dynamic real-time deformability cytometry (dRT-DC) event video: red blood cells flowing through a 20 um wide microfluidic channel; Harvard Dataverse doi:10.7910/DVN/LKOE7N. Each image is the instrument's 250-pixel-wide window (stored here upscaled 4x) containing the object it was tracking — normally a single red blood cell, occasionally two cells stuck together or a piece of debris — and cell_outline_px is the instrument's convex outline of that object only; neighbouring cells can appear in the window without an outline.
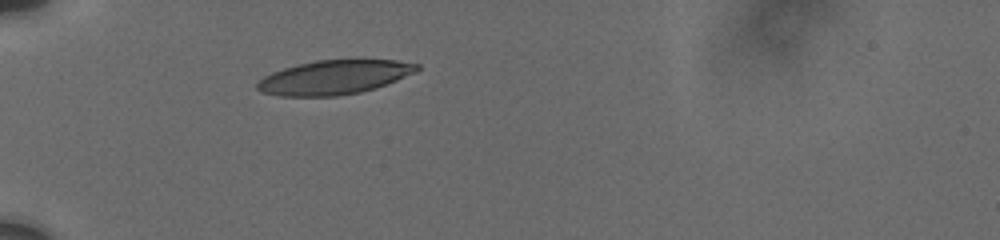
{"species": "human", "species_latin": "Homo sapiens", "temperature_condition": "cold", "stored_images_in_passage": 7, "camera_frame_rate_fps": 3000, "um_per_image_px": 0.085, "donor": {"sex": "male"}, "frame": {"image": 1, "passage_image": 1, "time_ms": 0.0, "image_size_px": [1000, 240], "cell_outline_px": [[420, 68], [416, 72], [376, 88], [360, 92], [336, 96], [280, 96], [260, 92], [256, 88], [256, 84], [264, 76], [272, 72], [296, 64], [316, 60], [352, 56], [360, 56], [396, 60], [420, 64]], "centroid_in_image_um": [28.46, 6.51], "position_along_channel_um": 56.5, "area_um2": 33.06}}
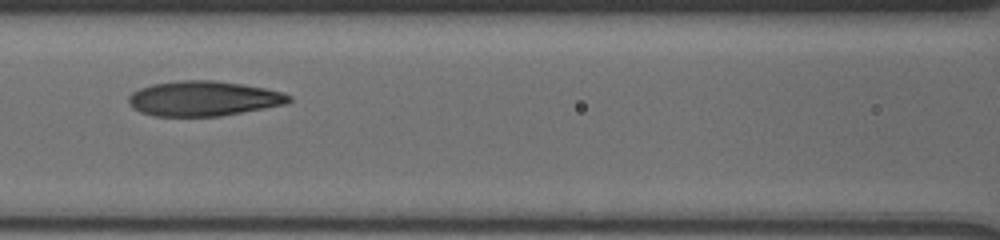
{"frame": {"image": 2, "passage_image": 5, "time_ms": 3.0, "image_size_px": [1000, 240], "cell_outline_px": [[292, 100], [288, 104], [220, 116], [156, 116], [140, 112], [132, 108], [128, 104], [128, 96], [132, 92], [140, 88], [152, 84], [180, 80], [212, 80], [244, 84], [284, 92], [292, 96]], "centroid_in_image_um": [17.31, 8.37], "position_along_channel_um": 149.3, "area_um2": 32.95}}
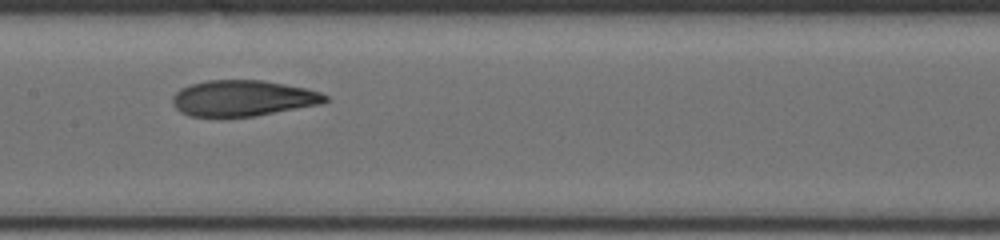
{"frame": {"image": 3, "passage_image": 6, "time_ms": 4.0, "image_size_px": [1000, 240], "cell_outline_px": [[328, 100], [320, 104], [256, 116], [192, 116], [180, 112], [172, 104], [172, 96], [180, 88], [192, 84], [208, 80], [264, 80], [304, 88], [320, 92], [328, 96]], "centroid_in_image_um": [20.63, 8.34], "position_along_channel_um": 186.8, "area_um2": 31.79}}